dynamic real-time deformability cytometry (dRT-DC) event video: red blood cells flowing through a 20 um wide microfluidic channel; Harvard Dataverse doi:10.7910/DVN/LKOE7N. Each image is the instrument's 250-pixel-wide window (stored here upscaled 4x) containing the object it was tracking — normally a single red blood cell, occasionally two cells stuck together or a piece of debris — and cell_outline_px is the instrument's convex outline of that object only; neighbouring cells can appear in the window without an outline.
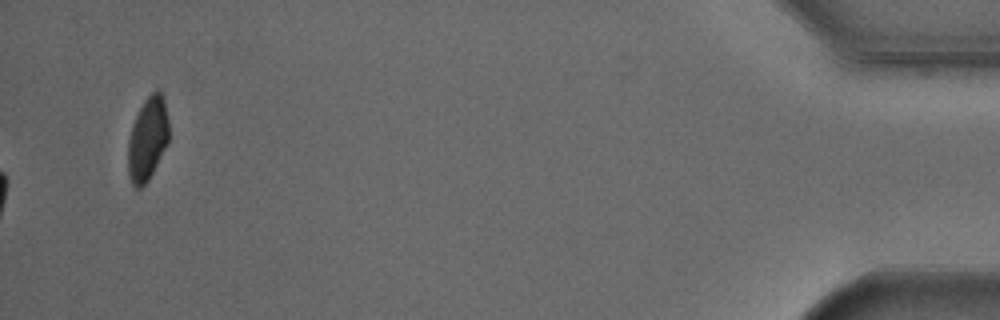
{"species": "Egyptian fruit bat (a non-hibernating species)", "species_latin": "Rousettus aegyptiacus", "temperature_condition": "cold", "stored_images_in_passage": 55, "camera_frame_rate_fps": 3000, "um_per_image_px": 0.085, "animal": {"sex": "male"}, "frame": {"image": 1, "passage_image": 55, "time_ms": 18.0, "image_size_px": [1000, 320], "cell_outline_px": [[168, 144], [148, 180], [140, 188], [136, 188], [132, 184], [128, 176], [128, 140], [132, 124], [144, 100], [156, 88], [160, 88], [164, 100], [168, 120]], "centroid_in_image_um": [12.54, 11.79], "position_along_channel_um": 422.7, "area_um2": 19.94}, "authors_computed_cell_mechanics": {"area_um2": 22.7732, "velocity_mm_per_s": 3.8063, "shape_relaxation_time_tau1_ms": 1.7463, "shape_relaxation_time_tau2_ms": null, "deformation_change_tau1": 0.0848, "deformation_change_tau2": null}}